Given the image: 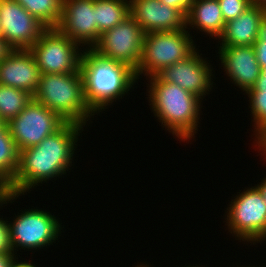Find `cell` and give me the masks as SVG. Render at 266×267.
Returning a JSON list of instances; mask_svg holds the SVG:
<instances>
[{"label":"cell","mask_w":266,"mask_h":267,"mask_svg":"<svg viewBox=\"0 0 266 267\" xmlns=\"http://www.w3.org/2000/svg\"><path fill=\"white\" fill-rule=\"evenodd\" d=\"M83 130L82 125L66 122L38 145L21 150L17 173L6 191L22 196L39 184L66 175L72 170L76 143Z\"/></svg>","instance_id":"obj_1"},{"label":"cell","mask_w":266,"mask_h":267,"mask_svg":"<svg viewBox=\"0 0 266 267\" xmlns=\"http://www.w3.org/2000/svg\"><path fill=\"white\" fill-rule=\"evenodd\" d=\"M147 79V96L154 116L179 141L191 142L201 120L202 100L178 85L162 81L157 75Z\"/></svg>","instance_id":"obj_2"},{"label":"cell","mask_w":266,"mask_h":267,"mask_svg":"<svg viewBox=\"0 0 266 267\" xmlns=\"http://www.w3.org/2000/svg\"><path fill=\"white\" fill-rule=\"evenodd\" d=\"M80 69L85 100L97 115L122 99L138 83L135 72L127 65L104 59L92 50L84 49Z\"/></svg>","instance_id":"obj_3"},{"label":"cell","mask_w":266,"mask_h":267,"mask_svg":"<svg viewBox=\"0 0 266 267\" xmlns=\"http://www.w3.org/2000/svg\"><path fill=\"white\" fill-rule=\"evenodd\" d=\"M33 98L57 113L64 121L87 127L96 115L84 96L82 72L40 75L39 87Z\"/></svg>","instance_id":"obj_4"},{"label":"cell","mask_w":266,"mask_h":267,"mask_svg":"<svg viewBox=\"0 0 266 267\" xmlns=\"http://www.w3.org/2000/svg\"><path fill=\"white\" fill-rule=\"evenodd\" d=\"M190 32L185 28L145 34L142 57L135 72L137 82L142 74L146 78L156 76L169 65L188 57L197 47Z\"/></svg>","instance_id":"obj_5"},{"label":"cell","mask_w":266,"mask_h":267,"mask_svg":"<svg viewBox=\"0 0 266 267\" xmlns=\"http://www.w3.org/2000/svg\"><path fill=\"white\" fill-rule=\"evenodd\" d=\"M237 193L225 211L226 228L240 242L261 244L266 240V204L263 195L256 186Z\"/></svg>","instance_id":"obj_6"},{"label":"cell","mask_w":266,"mask_h":267,"mask_svg":"<svg viewBox=\"0 0 266 267\" xmlns=\"http://www.w3.org/2000/svg\"><path fill=\"white\" fill-rule=\"evenodd\" d=\"M20 211L21 213L15 214L12 222L8 221L10 243L16 255L20 249L41 250L45 246L53 245L54 241L56 243L64 226L62 227L54 214L37 207Z\"/></svg>","instance_id":"obj_7"},{"label":"cell","mask_w":266,"mask_h":267,"mask_svg":"<svg viewBox=\"0 0 266 267\" xmlns=\"http://www.w3.org/2000/svg\"><path fill=\"white\" fill-rule=\"evenodd\" d=\"M82 49L58 28H46L29 51L41 74H62L81 71Z\"/></svg>","instance_id":"obj_8"},{"label":"cell","mask_w":266,"mask_h":267,"mask_svg":"<svg viewBox=\"0 0 266 267\" xmlns=\"http://www.w3.org/2000/svg\"><path fill=\"white\" fill-rule=\"evenodd\" d=\"M144 35L140 25L129 15L112 29L103 32L91 50L136 72L142 57Z\"/></svg>","instance_id":"obj_9"},{"label":"cell","mask_w":266,"mask_h":267,"mask_svg":"<svg viewBox=\"0 0 266 267\" xmlns=\"http://www.w3.org/2000/svg\"><path fill=\"white\" fill-rule=\"evenodd\" d=\"M66 121L34 98L6 124L19 151L38 145L47 136L58 131Z\"/></svg>","instance_id":"obj_10"},{"label":"cell","mask_w":266,"mask_h":267,"mask_svg":"<svg viewBox=\"0 0 266 267\" xmlns=\"http://www.w3.org/2000/svg\"><path fill=\"white\" fill-rule=\"evenodd\" d=\"M197 49L185 59L164 68L157 76L162 81L178 85L203 100L216 83L212 81L213 66Z\"/></svg>","instance_id":"obj_11"},{"label":"cell","mask_w":266,"mask_h":267,"mask_svg":"<svg viewBox=\"0 0 266 267\" xmlns=\"http://www.w3.org/2000/svg\"><path fill=\"white\" fill-rule=\"evenodd\" d=\"M3 39L13 49H29L46 27L15 0H0Z\"/></svg>","instance_id":"obj_12"},{"label":"cell","mask_w":266,"mask_h":267,"mask_svg":"<svg viewBox=\"0 0 266 267\" xmlns=\"http://www.w3.org/2000/svg\"><path fill=\"white\" fill-rule=\"evenodd\" d=\"M57 28L83 46V50H91L101 36L96 26L94 0H63L62 16Z\"/></svg>","instance_id":"obj_13"},{"label":"cell","mask_w":266,"mask_h":267,"mask_svg":"<svg viewBox=\"0 0 266 267\" xmlns=\"http://www.w3.org/2000/svg\"><path fill=\"white\" fill-rule=\"evenodd\" d=\"M130 15L145 34L186 28V16L177 8L159 0H129Z\"/></svg>","instance_id":"obj_14"},{"label":"cell","mask_w":266,"mask_h":267,"mask_svg":"<svg viewBox=\"0 0 266 267\" xmlns=\"http://www.w3.org/2000/svg\"><path fill=\"white\" fill-rule=\"evenodd\" d=\"M219 61L232 84L246 93L261 73L253 46H218Z\"/></svg>","instance_id":"obj_15"},{"label":"cell","mask_w":266,"mask_h":267,"mask_svg":"<svg viewBox=\"0 0 266 267\" xmlns=\"http://www.w3.org/2000/svg\"><path fill=\"white\" fill-rule=\"evenodd\" d=\"M40 75L29 49H13L0 61V84L24 90L32 97L39 87Z\"/></svg>","instance_id":"obj_16"},{"label":"cell","mask_w":266,"mask_h":267,"mask_svg":"<svg viewBox=\"0 0 266 267\" xmlns=\"http://www.w3.org/2000/svg\"><path fill=\"white\" fill-rule=\"evenodd\" d=\"M266 17V11L251 5L237 18L225 23L222 34L218 37L220 46H253L257 40L260 23Z\"/></svg>","instance_id":"obj_17"},{"label":"cell","mask_w":266,"mask_h":267,"mask_svg":"<svg viewBox=\"0 0 266 267\" xmlns=\"http://www.w3.org/2000/svg\"><path fill=\"white\" fill-rule=\"evenodd\" d=\"M224 27L225 21L218 0H194L186 16V29L199 30L207 33L209 38L213 39L214 36L217 39Z\"/></svg>","instance_id":"obj_18"},{"label":"cell","mask_w":266,"mask_h":267,"mask_svg":"<svg viewBox=\"0 0 266 267\" xmlns=\"http://www.w3.org/2000/svg\"><path fill=\"white\" fill-rule=\"evenodd\" d=\"M249 100L255 135V146L266 144V71H261L256 84L245 93Z\"/></svg>","instance_id":"obj_19"},{"label":"cell","mask_w":266,"mask_h":267,"mask_svg":"<svg viewBox=\"0 0 266 267\" xmlns=\"http://www.w3.org/2000/svg\"><path fill=\"white\" fill-rule=\"evenodd\" d=\"M96 26L100 34L130 15L129 0H94Z\"/></svg>","instance_id":"obj_20"},{"label":"cell","mask_w":266,"mask_h":267,"mask_svg":"<svg viewBox=\"0 0 266 267\" xmlns=\"http://www.w3.org/2000/svg\"><path fill=\"white\" fill-rule=\"evenodd\" d=\"M20 151L13 140L7 124L0 128V183L6 188L19 167Z\"/></svg>","instance_id":"obj_21"},{"label":"cell","mask_w":266,"mask_h":267,"mask_svg":"<svg viewBox=\"0 0 266 267\" xmlns=\"http://www.w3.org/2000/svg\"><path fill=\"white\" fill-rule=\"evenodd\" d=\"M46 28H57L62 16L63 0H15Z\"/></svg>","instance_id":"obj_22"},{"label":"cell","mask_w":266,"mask_h":267,"mask_svg":"<svg viewBox=\"0 0 266 267\" xmlns=\"http://www.w3.org/2000/svg\"><path fill=\"white\" fill-rule=\"evenodd\" d=\"M33 98L24 90L0 84V118L7 123Z\"/></svg>","instance_id":"obj_23"},{"label":"cell","mask_w":266,"mask_h":267,"mask_svg":"<svg viewBox=\"0 0 266 267\" xmlns=\"http://www.w3.org/2000/svg\"><path fill=\"white\" fill-rule=\"evenodd\" d=\"M225 23L237 18L252 4L251 0H218Z\"/></svg>","instance_id":"obj_24"},{"label":"cell","mask_w":266,"mask_h":267,"mask_svg":"<svg viewBox=\"0 0 266 267\" xmlns=\"http://www.w3.org/2000/svg\"><path fill=\"white\" fill-rule=\"evenodd\" d=\"M13 252L10 243V233L8 221L0 217V253Z\"/></svg>","instance_id":"obj_25"},{"label":"cell","mask_w":266,"mask_h":267,"mask_svg":"<svg viewBox=\"0 0 266 267\" xmlns=\"http://www.w3.org/2000/svg\"><path fill=\"white\" fill-rule=\"evenodd\" d=\"M253 47L256 59L261 66V71H266V41H255Z\"/></svg>","instance_id":"obj_26"},{"label":"cell","mask_w":266,"mask_h":267,"mask_svg":"<svg viewBox=\"0 0 266 267\" xmlns=\"http://www.w3.org/2000/svg\"><path fill=\"white\" fill-rule=\"evenodd\" d=\"M163 4L179 9L185 16H187L194 0H159Z\"/></svg>","instance_id":"obj_27"},{"label":"cell","mask_w":266,"mask_h":267,"mask_svg":"<svg viewBox=\"0 0 266 267\" xmlns=\"http://www.w3.org/2000/svg\"><path fill=\"white\" fill-rule=\"evenodd\" d=\"M19 196L20 195L7 192L6 188L0 183V207H3L2 205L4 204L13 203V200H16Z\"/></svg>","instance_id":"obj_28"},{"label":"cell","mask_w":266,"mask_h":267,"mask_svg":"<svg viewBox=\"0 0 266 267\" xmlns=\"http://www.w3.org/2000/svg\"><path fill=\"white\" fill-rule=\"evenodd\" d=\"M16 256L14 252L0 253V267H11Z\"/></svg>","instance_id":"obj_29"},{"label":"cell","mask_w":266,"mask_h":267,"mask_svg":"<svg viewBox=\"0 0 266 267\" xmlns=\"http://www.w3.org/2000/svg\"><path fill=\"white\" fill-rule=\"evenodd\" d=\"M13 50V48L0 37V61L8 56V54Z\"/></svg>","instance_id":"obj_30"},{"label":"cell","mask_w":266,"mask_h":267,"mask_svg":"<svg viewBox=\"0 0 266 267\" xmlns=\"http://www.w3.org/2000/svg\"><path fill=\"white\" fill-rule=\"evenodd\" d=\"M256 41H266V17L260 23L257 32V40Z\"/></svg>","instance_id":"obj_31"},{"label":"cell","mask_w":266,"mask_h":267,"mask_svg":"<svg viewBox=\"0 0 266 267\" xmlns=\"http://www.w3.org/2000/svg\"><path fill=\"white\" fill-rule=\"evenodd\" d=\"M18 256L12 261L11 267H38L37 265L33 264L31 261H20L18 260Z\"/></svg>","instance_id":"obj_32"},{"label":"cell","mask_w":266,"mask_h":267,"mask_svg":"<svg viewBox=\"0 0 266 267\" xmlns=\"http://www.w3.org/2000/svg\"><path fill=\"white\" fill-rule=\"evenodd\" d=\"M263 180V181H262ZM261 180V183L259 184H255V186L259 189V191L262 193L263 195V199H264V202L266 204V177H264L263 179Z\"/></svg>","instance_id":"obj_33"},{"label":"cell","mask_w":266,"mask_h":267,"mask_svg":"<svg viewBox=\"0 0 266 267\" xmlns=\"http://www.w3.org/2000/svg\"><path fill=\"white\" fill-rule=\"evenodd\" d=\"M252 5H256L266 11V0H251Z\"/></svg>","instance_id":"obj_34"},{"label":"cell","mask_w":266,"mask_h":267,"mask_svg":"<svg viewBox=\"0 0 266 267\" xmlns=\"http://www.w3.org/2000/svg\"><path fill=\"white\" fill-rule=\"evenodd\" d=\"M257 149L260 150V152L262 151L261 155L264 156V158L266 159V144L263 145H258V147L256 146ZM264 151V152H263Z\"/></svg>","instance_id":"obj_35"},{"label":"cell","mask_w":266,"mask_h":267,"mask_svg":"<svg viewBox=\"0 0 266 267\" xmlns=\"http://www.w3.org/2000/svg\"><path fill=\"white\" fill-rule=\"evenodd\" d=\"M151 265H148V264H140V265H137L136 267H150Z\"/></svg>","instance_id":"obj_36"},{"label":"cell","mask_w":266,"mask_h":267,"mask_svg":"<svg viewBox=\"0 0 266 267\" xmlns=\"http://www.w3.org/2000/svg\"><path fill=\"white\" fill-rule=\"evenodd\" d=\"M5 124V122L0 118V128Z\"/></svg>","instance_id":"obj_37"},{"label":"cell","mask_w":266,"mask_h":267,"mask_svg":"<svg viewBox=\"0 0 266 267\" xmlns=\"http://www.w3.org/2000/svg\"><path fill=\"white\" fill-rule=\"evenodd\" d=\"M186 267H201V266H199V265H196V266H194V265H193V266H190V265H189V266H186Z\"/></svg>","instance_id":"obj_38"},{"label":"cell","mask_w":266,"mask_h":267,"mask_svg":"<svg viewBox=\"0 0 266 267\" xmlns=\"http://www.w3.org/2000/svg\"><path fill=\"white\" fill-rule=\"evenodd\" d=\"M0 37H2L1 25H0Z\"/></svg>","instance_id":"obj_39"}]
</instances>
